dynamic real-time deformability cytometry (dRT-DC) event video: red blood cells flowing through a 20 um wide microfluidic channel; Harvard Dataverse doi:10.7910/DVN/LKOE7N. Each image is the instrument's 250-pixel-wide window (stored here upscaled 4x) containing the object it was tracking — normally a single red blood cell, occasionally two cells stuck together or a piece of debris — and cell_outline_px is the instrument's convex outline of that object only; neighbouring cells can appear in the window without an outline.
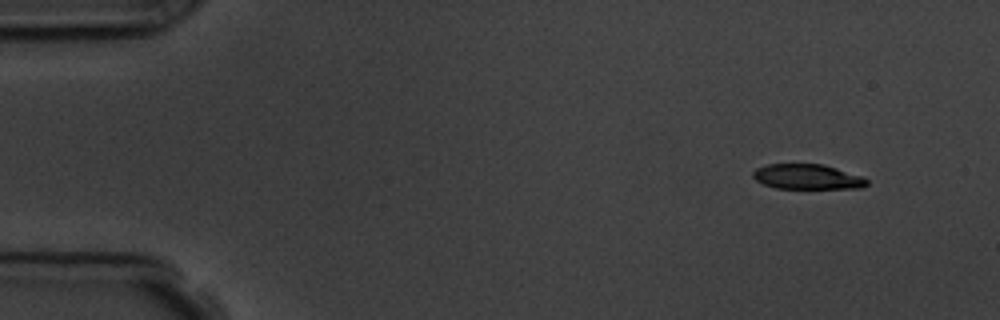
{"species": "common noctule bat (a hibernating species)", "species_latin": "Nyctalus noctula", "temperature_condition": "room temperature", "stored_images_in_passage": 10, "camera_frame_rate_fps": 3000, "um_per_image_px": 0.085, "animal": {"sex": "male", "body_mass_g": 19.5, "forearm_length_mm": 54.6}, "frame": {"image": 1, "passage_image": 1, "time_ms": 0.0, "image_size_px": [1000, 320], "cell_outline_px": [[868, 184], [860, 188], [776, 188], [764, 184], [756, 180], [752, 176], [752, 172], [756, 168], [768, 164], [824, 164], [860, 176], [868, 180]], "centroid_in_image_um": [68.59, 15.02], "position_along_channel_um": 16.4, "area_um2": 16.47}}
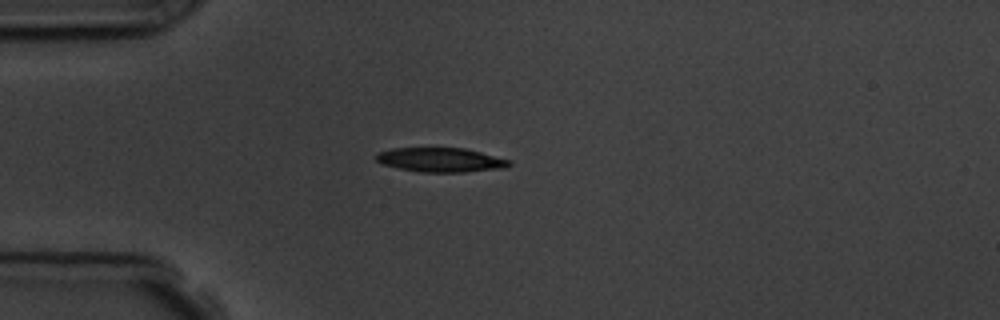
{"frame": {"image": 2, "passage_image": 4, "time_ms": 3.333, "image_size_px": [1000, 320], "cell_outline_px": [[512, 164], [504, 168], [464, 172], [420, 172], [400, 168], [384, 164], [376, 160], [376, 156], [380, 152], [392, 148], [464, 148], [512, 160]], "centroid_in_image_um": [37.51, 13.59], "position_along_channel_um": 47.5, "area_um2": 18.67}}
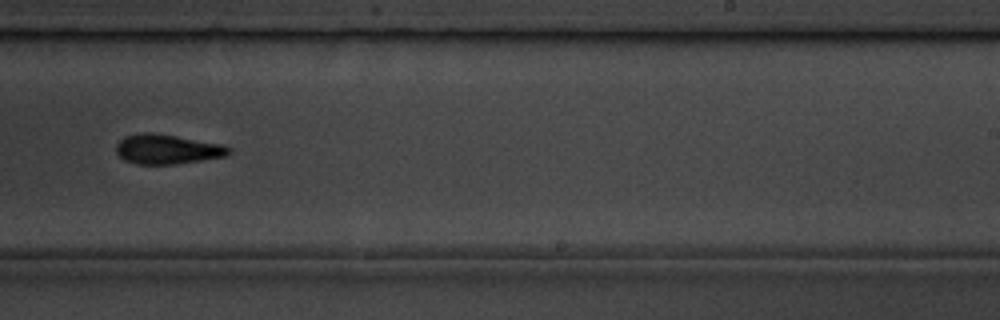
{"frame": {"image": 3, "passage_image": 10, "time_ms": 10.0, "image_size_px": [1000, 320], "cell_outline_px": [[232, 152], [224, 156], [176, 164], [136, 164], [124, 160], [116, 152], [116, 144], [124, 136], [144, 132], [148, 132], [176, 136], [220, 144], [232, 148]], "centroid_in_image_um": [14.18, 12.68], "position_along_channel_um": 274.8, "area_um2": 19.31}}